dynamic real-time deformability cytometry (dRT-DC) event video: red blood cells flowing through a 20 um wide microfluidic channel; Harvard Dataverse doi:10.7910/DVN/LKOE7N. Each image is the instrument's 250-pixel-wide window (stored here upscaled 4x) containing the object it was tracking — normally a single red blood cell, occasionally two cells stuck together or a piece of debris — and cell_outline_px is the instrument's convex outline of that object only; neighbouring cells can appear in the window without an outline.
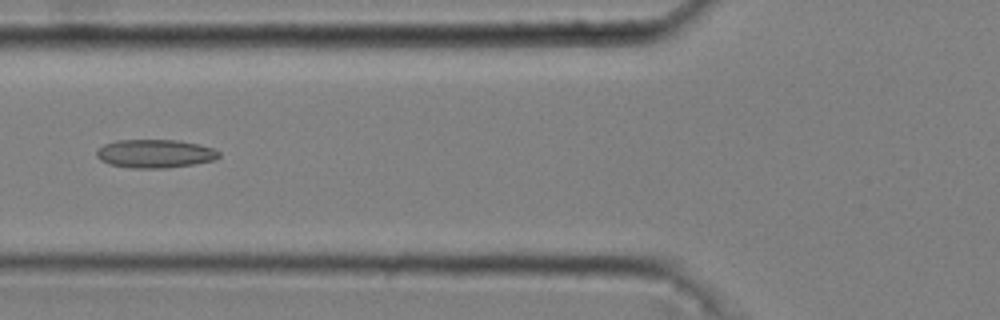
{"species": "common noctule bat (a hibernating species)", "species_latin": "Nyctalus noctula", "temperature_condition": "cold", "stored_images_in_passage": 36, "camera_frame_rate_fps": 3000, "um_per_image_px": 0.085, "animal": {"sex": "male", "body_mass_g": 20.4}, "frame": {"image": 1, "passage_image": 6, "time_ms": 1.667, "image_size_px": [1000, 320], "cell_outline_px": [[220, 156], [212, 160], [196, 164], [168, 168], [132, 168], [108, 164], [100, 160], [96, 156], [96, 152], [104, 144], [116, 140], [180, 140], [200, 144], [212, 148], [220, 152]], "centroid_in_image_um": [13.18, 13.06], "position_along_channel_um": 112.6, "area_um2": 20.4}}
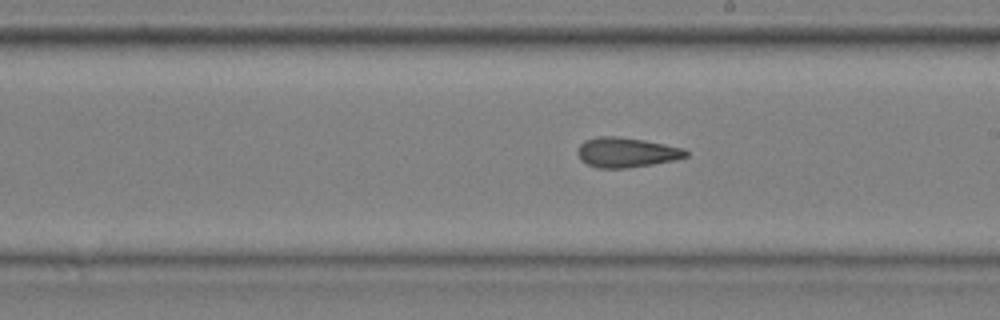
{"frame": {"image": 2, "passage_image": 16, "time_ms": 5.0, "image_size_px": [1000, 320], "cell_outline_px": [[688, 156], [676, 160], [628, 168], [596, 168], [580, 160], [576, 152], [580, 144], [584, 140], [596, 136], [616, 136], [644, 140], [684, 148], [688, 152]], "centroid_in_image_um": [53.22, 12.95], "position_along_channel_um": 235.8, "area_um2": 19.02}}
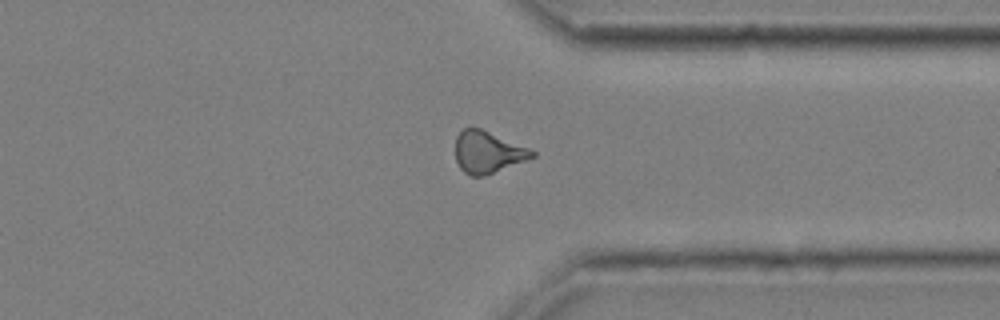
{"frame": {"image": 3, "passage_image": 27, "time_ms": 8.667, "image_size_px": [1000, 320], "cell_outline_px": [[536, 156], [484, 176], [472, 176], [464, 172], [460, 168], [456, 160], [456, 136], [464, 128], [480, 128], [528, 148], [536, 152]], "centroid_in_image_um": [41.44, 12.94], "position_along_channel_um": 370.0, "area_um2": 18.38}, "authors_computed_cell_mechanics": {"area_um2": 18.7272, "velocity_mm_per_s": 3.6949, "shape_relaxation_time_tau1_ms": null, "shape_relaxation_time_tau2_ms": 4.105, "deformation_change_tau1": null, "deformation_change_tau2": 0.1253}}